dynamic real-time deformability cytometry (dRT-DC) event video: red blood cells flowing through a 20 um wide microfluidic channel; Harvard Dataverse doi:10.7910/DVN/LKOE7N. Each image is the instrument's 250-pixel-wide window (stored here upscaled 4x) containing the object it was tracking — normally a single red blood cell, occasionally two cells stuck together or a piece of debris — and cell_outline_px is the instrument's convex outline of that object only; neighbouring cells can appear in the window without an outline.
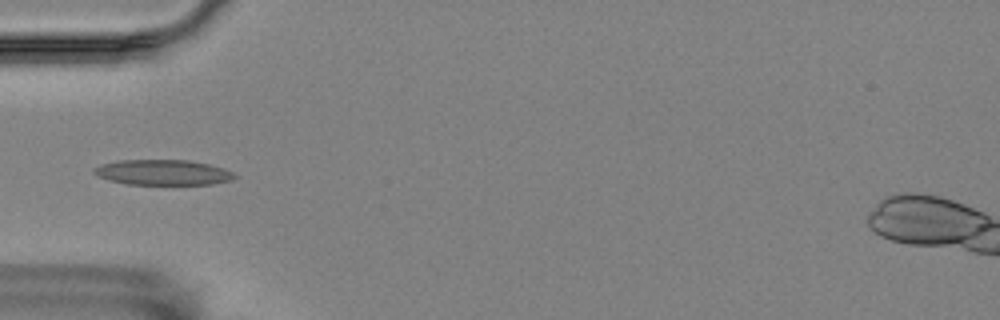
{"species": "Egyptian fruit bat (a non-hibernating species)", "species_latin": "Rousettus aegyptiacus", "temperature_condition": "room temperature", "stored_images_in_passage": 7, "camera_frame_rate_fps": 3000, "um_per_image_px": 0.085, "animal": {"sex": "female"}, "frame": {"image": 1, "passage_image": 5, "time_ms": 1.333, "image_size_px": [1000, 320], "cell_outline_px": [[240, 176], [232, 180], [212, 184], [124, 184], [108, 180], [92, 172], [92, 168], [100, 164], [116, 160], [188, 160], [208, 164], [224, 168]], "centroid_in_image_um": [13.84, 14.65], "position_along_channel_um": 71.2, "area_um2": 20.92}}